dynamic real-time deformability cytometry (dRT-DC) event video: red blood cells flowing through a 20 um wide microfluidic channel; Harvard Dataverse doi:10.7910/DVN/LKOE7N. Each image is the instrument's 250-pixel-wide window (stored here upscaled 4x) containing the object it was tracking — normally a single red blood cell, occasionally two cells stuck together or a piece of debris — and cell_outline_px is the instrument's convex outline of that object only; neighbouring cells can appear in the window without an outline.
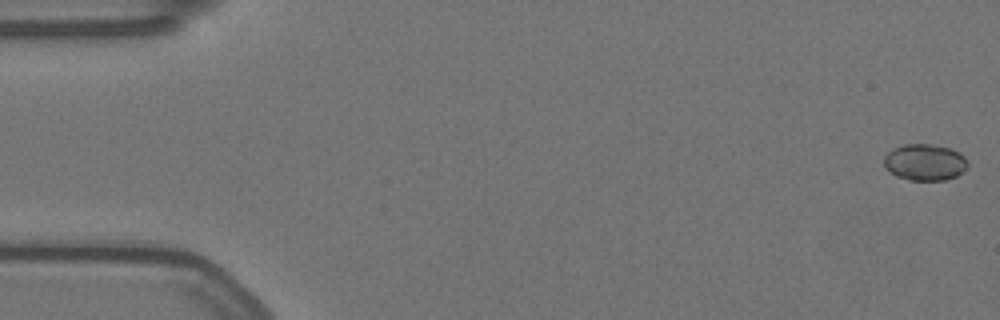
{"species": "Egyptian fruit bat (a non-hibernating species)", "species_latin": "Rousettus aegyptiacus", "temperature_condition": "warm", "stored_images_in_passage": 9, "camera_frame_rate_fps": 3000, "um_per_image_px": 0.085, "animal": {"sex": "female"}, "frame": {"image": 1, "passage_image": 1, "time_ms": 0.0, "image_size_px": [1000, 320], "cell_outline_px": [[968, 168], [964, 172], [956, 176], [944, 180], [908, 180], [896, 176], [884, 164], [884, 156], [888, 152], [904, 144], [928, 144], [948, 148], [960, 152], [968, 160]], "centroid_in_image_um": [78.66, 13.8], "position_along_channel_um": 6.3, "area_um2": 17.74}}